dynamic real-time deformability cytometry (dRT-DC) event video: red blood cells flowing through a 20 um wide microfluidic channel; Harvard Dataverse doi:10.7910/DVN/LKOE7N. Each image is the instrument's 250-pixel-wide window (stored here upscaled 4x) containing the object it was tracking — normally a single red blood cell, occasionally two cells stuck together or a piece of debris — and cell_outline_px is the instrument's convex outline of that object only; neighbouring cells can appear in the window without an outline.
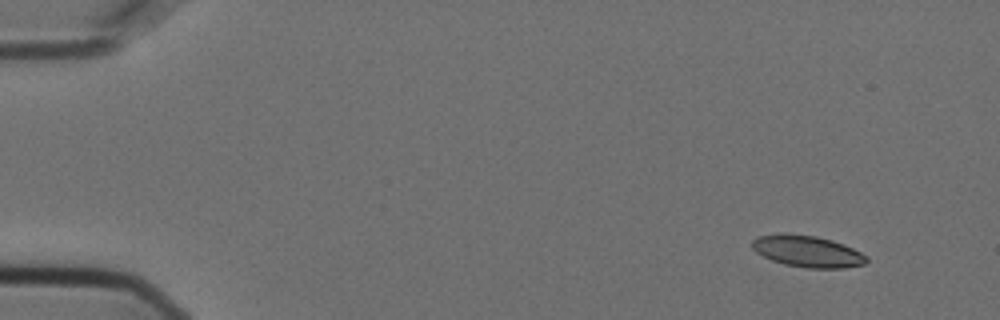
{"species": "Egyptian fruit bat (a non-hibernating species)", "species_latin": "Rousettus aegyptiacus", "temperature_condition": "cold", "stored_images_in_passage": 52, "camera_frame_rate_fps": 3000, "um_per_image_px": 0.085, "animal": {"sex": "female"}, "frame": {"image": 1, "passage_image": 1, "time_ms": 0.0, "image_size_px": [1000, 320], "cell_outline_px": [[868, 260], [864, 264], [844, 268], [808, 268], [784, 264], [772, 260], [756, 252], [752, 248], [752, 240], [756, 236], [784, 232], [816, 236], [832, 240], [844, 244], [868, 256]], "centroid_in_image_um": [68.61, 21.34], "position_along_channel_um": 16.4, "area_um2": 21.21}}
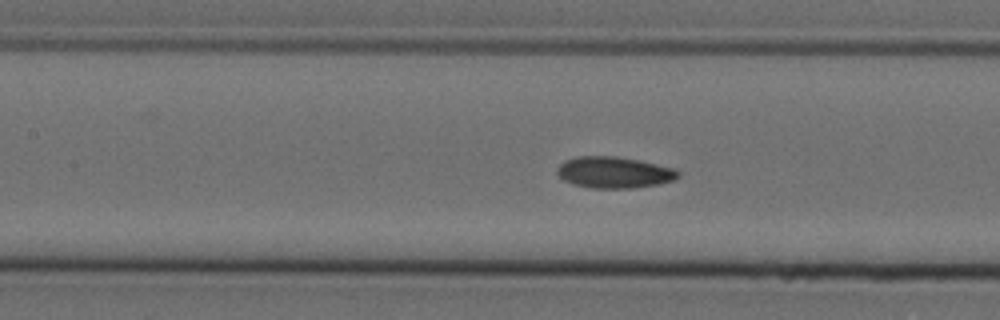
{"frame": {"image": 2, "passage_image": 22, "time_ms": 7.0, "image_size_px": [1000, 320], "cell_outline_px": [[680, 176], [672, 180], [660, 184], [632, 188], [592, 188], [572, 184], [564, 180], [556, 172], [556, 168], [564, 160], [576, 156], [616, 156], [676, 168], [680, 172]], "centroid_in_image_um": [52.18, 14.65], "position_along_channel_um": 155.2, "area_um2": 22.2}}
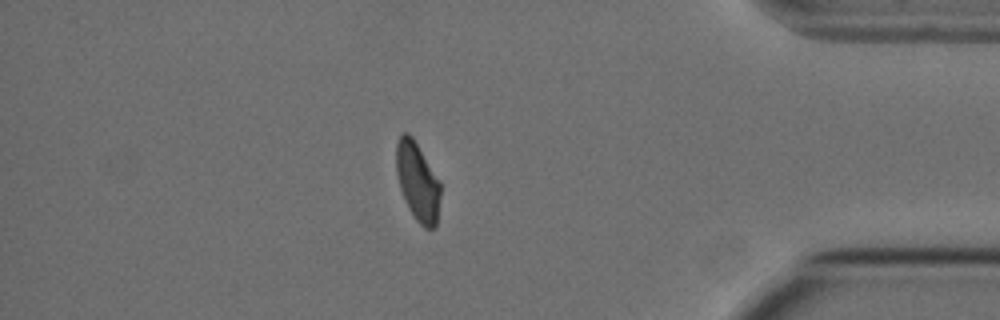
{"frame": {"image": 3, "passage_image": 45, "time_ms": 14.667, "image_size_px": [1000, 320], "cell_outline_px": [[440, 196], [436, 228], [424, 228], [416, 220], [408, 208], [404, 200], [400, 188], [396, 172], [396, 144], [400, 136], [404, 132], [408, 132], [412, 136], [440, 184]], "centroid_in_image_um": [35.47, 15.47], "position_along_channel_um": 399.7, "area_um2": 19.94}, "authors_computed_cell_mechanics": {"area_um2": 21.4438, "velocity_mm_per_s": 3.6178, "shape_relaxation_time_tau1_ms": 10.1036, "shape_relaxation_time_tau2_ms": 2.908, "deformation_change_tau1": 0.1941, "deformation_change_tau2": 0.0808}}